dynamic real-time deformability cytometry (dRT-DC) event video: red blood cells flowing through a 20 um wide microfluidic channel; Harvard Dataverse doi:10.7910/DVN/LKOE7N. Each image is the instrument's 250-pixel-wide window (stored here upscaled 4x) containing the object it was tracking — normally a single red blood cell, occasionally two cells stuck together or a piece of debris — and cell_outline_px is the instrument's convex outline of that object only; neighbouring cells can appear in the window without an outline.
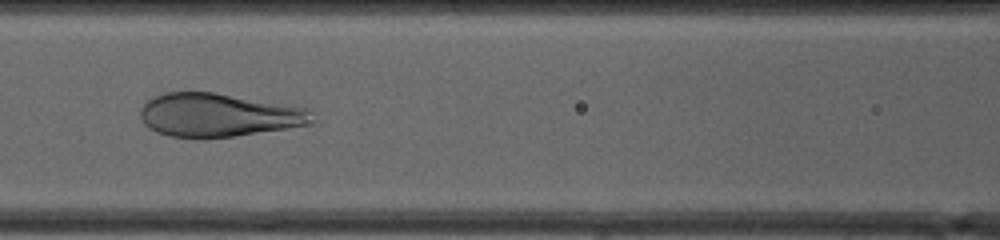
{"species": "human", "species_latin": "Homo sapiens", "temperature_condition": "cold", "stored_images_in_passage": 34, "camera_frame_rate_fps": 3000, "um_per_image_px": 0.085, "donor": {"sex": "female"}, "frame": {"image": 1, "passage_image": 10, "time_ms": 3.0, "image_size_px": [1000, 240], "cell_outline_px": [[316, 120], [312, 124], [232, 136], [172, 136], [156, 132], [148, 128], [144, 124], [140, 116], [140, 108], [148, 100], [156, 96], [168, 92], [216, 92], [312, 108]], "centroid_in_image_um": [18.65, 9.75], "position_along_channel_um": 148.0, "area_um2": 43.35}}
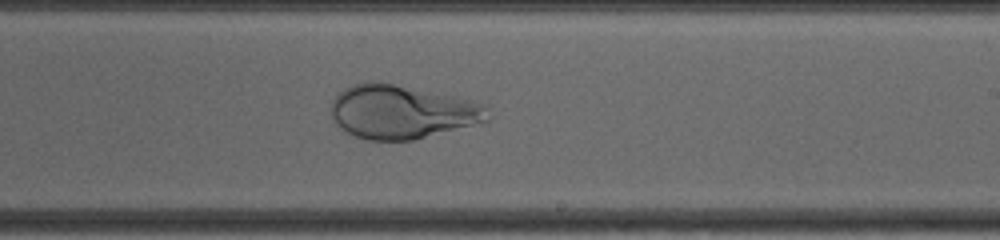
{"frame": {"image": 2, "passage_image": 18, "time_ms": 5.667, "image_size_px": [1000, 240], "cell_outline_px": [[488, 120], [412, 140], [368, 140], [356, 136], [340, 128], [332, 120], [332, 100], [344, 88], [352, 84], [372, 80], [376, 80], [456, 96], [488, 104]], "centroid_in_image_um": [34.14, 9.48], "position_along_channel_um": 254.9, "area_um2": 49.01}}
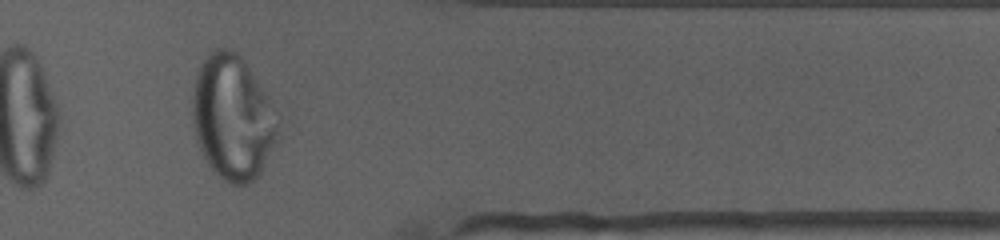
{"frame": {"image": 3, "passage_image": 29, "time_ms": 9.333, "image_size_px": [1000, 240], "cell_outline_px": [[280, 120], [276, 140], [260, 176], [248, 184], [232, 184], [224, 180], [208, 164], [196, 140], [192, 120], [192, 92], [196, 72], [208, 52], [216, 48], [228, 48], [236, 52], [240, 56], [268, 96], [280, 116]], "centroid_in_image_um": [19.78, 9.99], "position_along_channel_um": 391.6, "area_um2": 62.42}, "authors_computed_cell_mechanics": {"area_um2": 48.3208, "velocity_mm_per_s": 4.0142, "shape_relaxation_time_tau1_ms": 7.7504, "shape_relaxation_time_tau2_ms": null, "deformation_change_tau1": 0.3649, "deformation_change_tau2": null}}